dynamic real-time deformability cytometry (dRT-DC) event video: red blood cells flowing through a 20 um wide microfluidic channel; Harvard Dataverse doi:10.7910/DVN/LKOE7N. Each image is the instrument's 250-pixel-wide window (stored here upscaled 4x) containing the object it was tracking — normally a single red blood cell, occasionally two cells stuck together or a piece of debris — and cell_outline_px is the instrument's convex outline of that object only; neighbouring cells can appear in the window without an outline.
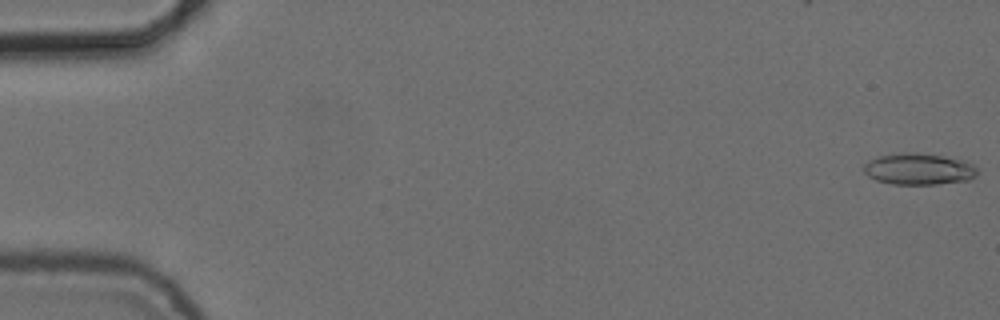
{"species": "common noctule bat (a hibernating species)", "species_latin": "Nyctalus noctula", "temperature_condition": "cold", "stored_images_in_passage": 31, "camera_frame_rate_fps": 3000, "um_per_image_px": 0.085, "animal": {"sex": "female", "body_mass_g": 24.6, "forearm_length_mm": 56.2}, "frame": {"image": 1, "passage_image": 1, "time_ms": 0.0, "image_size_px": [1000, 320], "cell_outline_px": [[980, 172], [976, 176], [968, 180], [936, 184], [892, 184], [876, 180], [868, 176], [864, 172], [864, 164], [868, 160], [876, 156], [900, 152], [916, 152], [944, 156], [964, 160], [972, 164]], "centroid_in_image_um": [78.08, 14.35], "position_along_channel_um": 6.9, "area_um2": 21.1}}
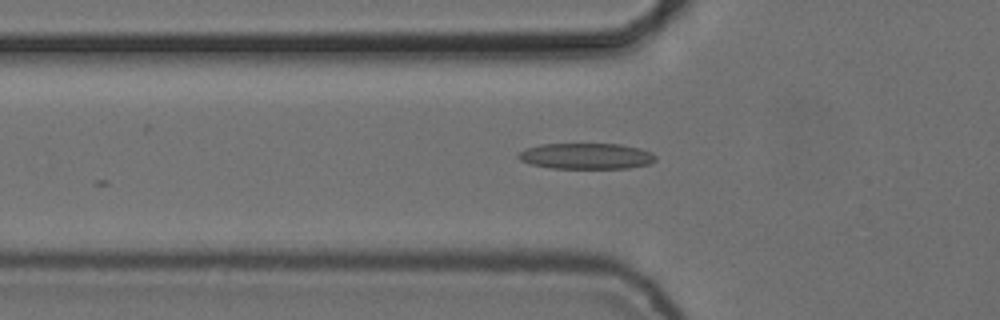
{"frame": {"image": 2, "passage_image": 19, "time_ms": 6.0, "image_size_px": [1000, 320], "cell_outline_px": [[656, 160], [648, 164], [628, 168], [552, 168], [532, 164], [520, 160], [516, 156], [520, 152], [528, 148], [540, 144], [620, 144], [640, 148], [652, 152], [656, 156]], "centroid_in_image_um": [49.86, 13.26], "position_along_channel_um": 75.9, "area_um2": 20.63}}
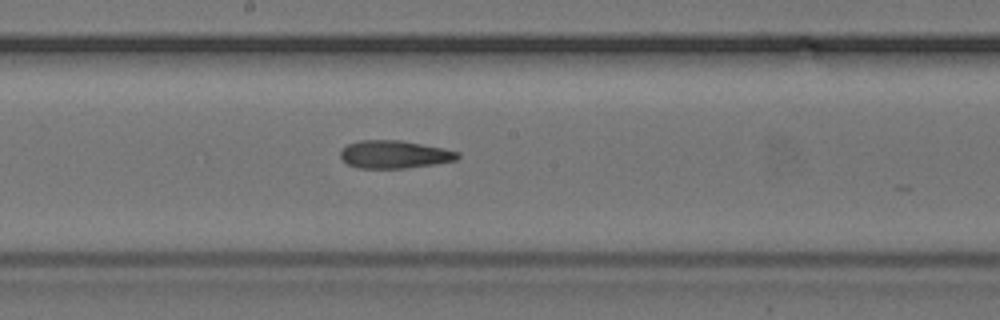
{"frame": {"image": 3, "passage_image": 30, "time_ms": 9.667, "image_size_px": [1000, 320], "cell_outline_px": [[460, 156], [456, 160], [432, 164], [404, 168], [356, 168], [348, 164], [340, 156], [340, 152], [348, 144], [360, 140], [400, 140], [460, 152]], "centroid_in_image_um": [33.5, 13.12], "position_along_channel_um": 214.7, "area_um2": 18.73}}